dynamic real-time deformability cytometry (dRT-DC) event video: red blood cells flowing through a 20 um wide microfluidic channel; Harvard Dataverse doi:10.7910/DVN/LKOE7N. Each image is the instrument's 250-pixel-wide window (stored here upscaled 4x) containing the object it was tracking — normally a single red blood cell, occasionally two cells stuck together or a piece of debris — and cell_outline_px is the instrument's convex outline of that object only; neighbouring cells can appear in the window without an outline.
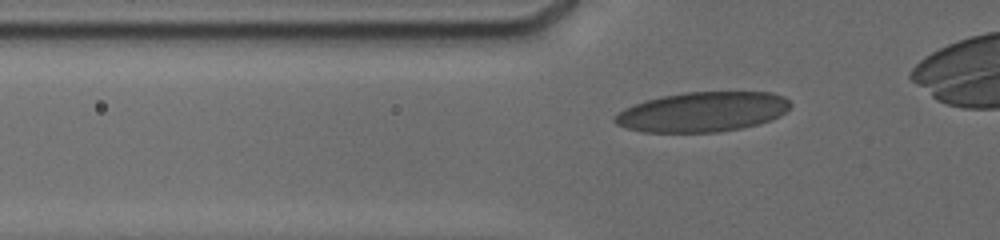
{"species": "human", "species_latin": "Homo sapiens", "temperature_condition": "cold", "stored_images_in_passage": 23, "camera_frame_rate_fps": 3000, "um_per_image_px": 0.085, "donor": {"sex": "male"}, "frame": {"image": 1, "passage_image": 4, "time_ms": 1.333, "image_size_px": [1000, 240], "cell_outline_px": [[792, 104], [780, 116], [772, 120], [760, 124], [740, 128], [716, 132], [644, 132], [628, 128], [616, 124], [612, 120], [616, 112], [632, 104], [660, 96], [684, 92], [772, 92], [784, 96]], "centroid_in_image_um": [59.7, 9.5], "position_along_channel_um": 66.1, "area_um2": 41.04}}
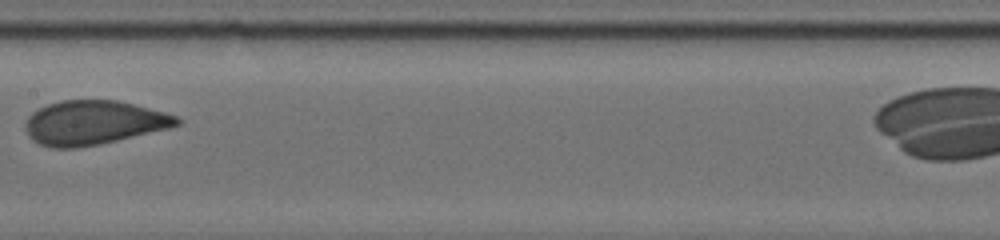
{"frame": {"image": 2, "passage_image": 12, "time_ms": 5.0, "image_size_px": [1000, 240], "cell_outline_px": [[184, 120], [180, 124], [168, 128], [100, 144], [76, 148], [52, 148], [40, 144], [32, 140], [28, 136], [24, 128], [24, 124], [28, 116], [32, 112], [48, 104], [60, 100], [116, 100], [180, 116]], "centroid_in_image_um": [7.93, 10.43], "position_along_channel_um": 199.5, "area_um2": 39.02}}
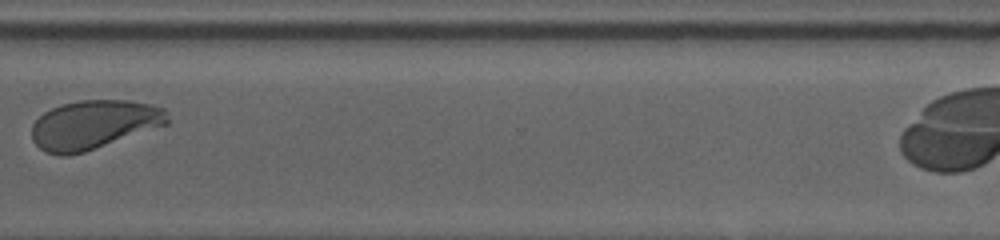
{"frame": {"image": 3, "passage_image": 21, "time_ms": 9.333, "image_size_px": [1000, 240], "cell_outline_px": [[168, 124], [84, 152], [64, 156], [60, 156], [44, 152], [32, 140], [32, 124], [44, 112], [52, 108], [64, 104], [80, 100], [128, 100], [148, 104], [164, 108], [168, 120]], "centroid_in_image_um": [7.95, 10.6], "position_along_channel_um": 362.7, "area_um2": 38.44}}